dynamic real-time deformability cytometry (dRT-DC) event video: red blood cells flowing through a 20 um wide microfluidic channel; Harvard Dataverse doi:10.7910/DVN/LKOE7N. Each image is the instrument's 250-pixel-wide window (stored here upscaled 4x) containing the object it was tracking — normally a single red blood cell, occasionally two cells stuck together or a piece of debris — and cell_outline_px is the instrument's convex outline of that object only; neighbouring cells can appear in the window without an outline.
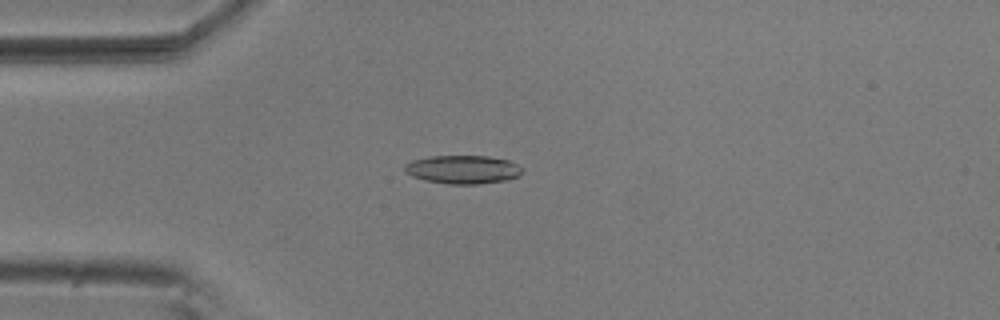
{"species": "common noctule bat (a hibernating species)", "species_latin": "Nyctalus noctula", "temperature_condition": "room temperature", "stored_images_in_passage": 4, "camera_frame_rate_fps": 3000, "um_per_image_px": 0.085, "animal": {"sex": "male", "body_mass_g": 20.5, "forearm_length_mm": 52.5}, "frame": {"image": 1, "passage_image": 4, "time_ms": 1.0, "image_size_px": [1000, 320], "cell_outline_px": [[524, 172], [508, 180], [476, 184], [448, 184], [424, 180], [412, 176], [404, 172], [404, 164], [412, 160], [428, 156], [488, 156], [508, 160], [524, 168]], "centroid_in_image_um": [39.33, 14.4], "position_along_channel_um": 45.7, "area_um2": 19.65}}